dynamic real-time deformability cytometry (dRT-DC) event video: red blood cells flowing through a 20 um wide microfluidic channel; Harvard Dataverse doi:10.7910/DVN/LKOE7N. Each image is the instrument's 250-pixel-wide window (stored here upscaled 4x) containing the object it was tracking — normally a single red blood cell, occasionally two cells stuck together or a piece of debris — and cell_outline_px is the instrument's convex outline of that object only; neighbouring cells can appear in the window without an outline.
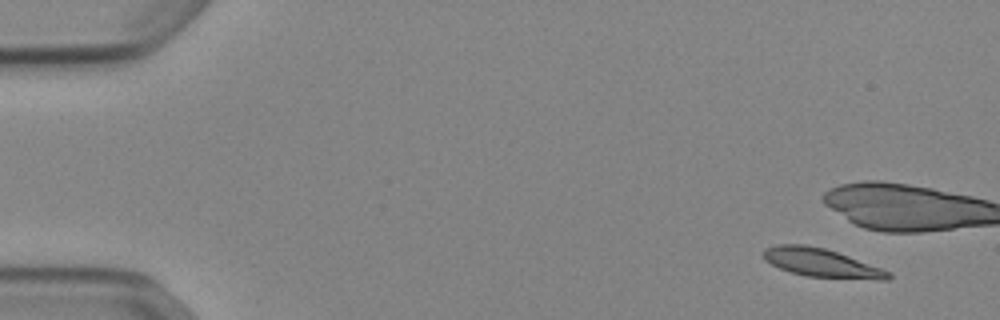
{"species": "Egyptian fruit bat (a non-hibernating species)", "species_latin": "Rousettus aegyptiacus", "temperature_condition": "cold", "stored_images_in_passage": 51, "camera_frame_rate_fps": 3000, "um_per_image_px": 0.085, "animal": {"sex": "female"}, "frame": {"image": 1, "passage_image": 1, "time_ms": 0.0, "image_size_px": [1000, 320], "cell_outline_px": [[892, 276], [888, 280], [876, 280], [808, 276], [792, 272], [780, 268], [764, 260], [764, 248], [776, 244], [804, 244], [824, 248], [848, 256], [892, 272]], "centroid_in_image_um": [69.84, 22.34], "position_along_channel_um": 15.2, "area_um2": 20.63}}
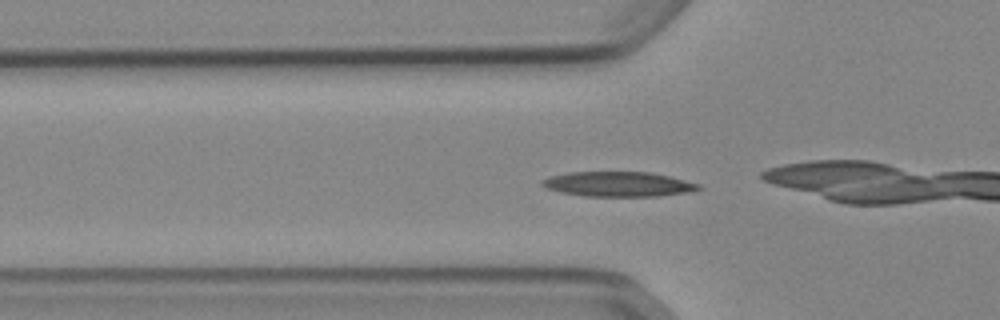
{"frame": {"image": 2, "passage_image": 15, "time_ms": 4.667, "image_size_px": [1000, 320], "cell_outline_px": [[700, 188], [688, 192], [660, 196], [584, 196], [560, 192], [548, 188], [540, 184], [540, 180], [548, 176], [568, 172], [652, 172], [700, 184]], "centroid_in_image_um": [52.5, 15.65], "position_along_channel_um": 73.3, "area_um2": 22.66}, "authors_computed_cell_mechanics": {"area_um2": 20.9236, "velocity_mm_per_s": 3.8787, "shape_relaxation_time_tau1_ms": 5.7693, "shape_relaxation_time_tau2_ms": null, "deformation_change_tau1": 0.124, "deformation_change_tau2": null}}